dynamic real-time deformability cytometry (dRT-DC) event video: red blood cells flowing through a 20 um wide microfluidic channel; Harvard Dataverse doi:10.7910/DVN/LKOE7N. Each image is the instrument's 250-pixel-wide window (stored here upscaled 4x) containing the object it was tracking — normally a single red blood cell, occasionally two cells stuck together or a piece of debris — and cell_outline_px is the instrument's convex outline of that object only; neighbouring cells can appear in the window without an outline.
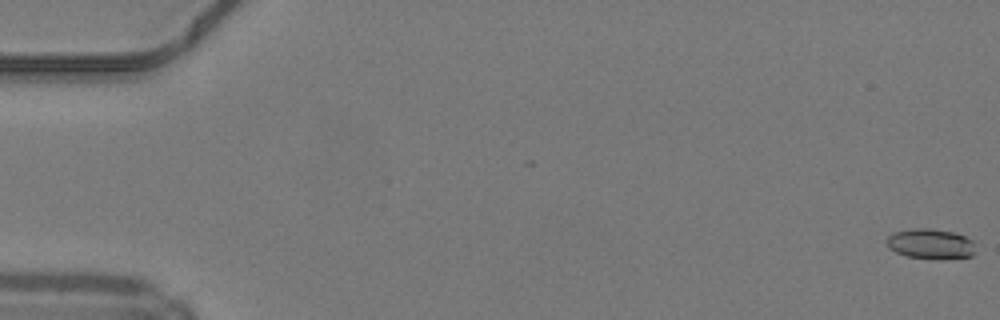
{"species": "common noctule bat (a hibernating species)", "species_latin": "Nyctalus noctula", "temperature_condition": "warm", "stored_images_in_passage": 50, "camera_frame_rate_fps": 3000, "um_per_image_px": 0.085, "animal": {"sex": "male", "body_mass_g": 19.2, "forearm_length_mm": 51.8}, "frame": {"image": 1, "passage_image": 1, "time_ms": 0.0, "image_size_px": [1000, 320], "cell_outline_px": [[976, 252], [972, 256], [940, 260], [936, 260], [908, 256], [896, 252], [888, 248], [884, 240], [892, 232], [912, 228], [928, 228], [956, 232], [972, 240]], "centroid_in_image_um": [79.09, 20.73], "position_along_channel_um": 5.9, "area_um2": 16.07}}
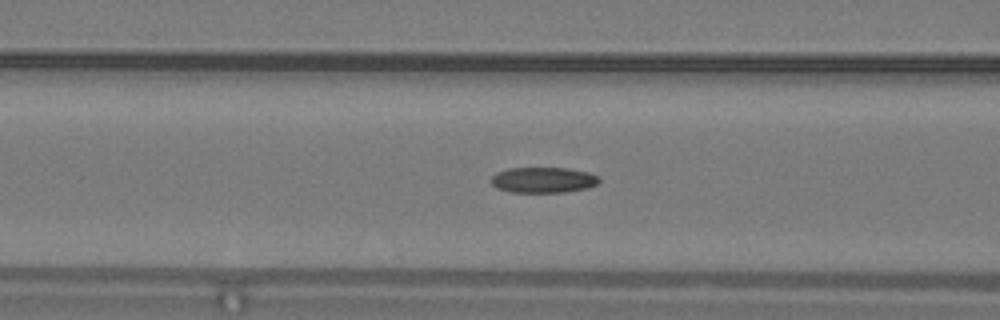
{"frame": {"image": 2, "passage_image": 21, "time_ms": 6.667, "image_size_px": [1000, 320], "cell_outline_px": [[600, 180], [596, 184], [588, 188], [564, 192], [508, 192], [496, 188], [492, 184], [492, 176], [496, 172], [508, 168], [568, 168], [588, 172], [600, 176]], "centroid_in_image_um": [46.18, 15.29], "position_along_channel_um": 120.4, "area_um2": 16.24}}
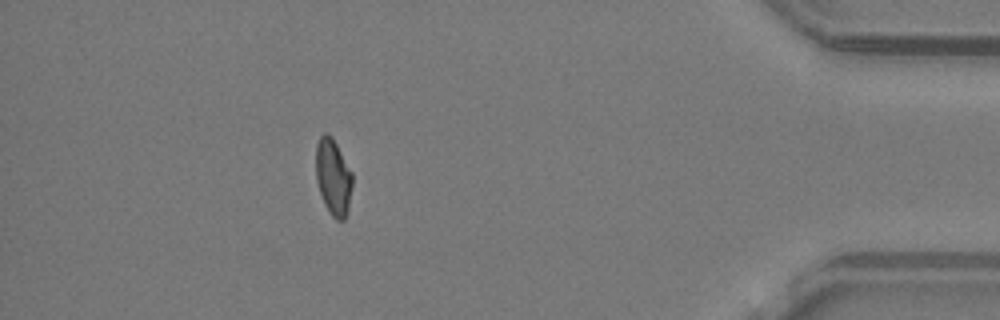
{"frame": {"image": 3, "passage_image": 45, "time_ms": 14.667, "image_size_px": [1000, 320], "cell_outline_px": [[352, 188], [348, 208], [344, 220], [336, 220], [328, 212], [324, 204], [316, 180], [316, 144], [320, 136], [324, 132], [328, 132], [332, 136], [352, 172]], "centroid_in_image_um": [28.31, 15.03], "position_along_channel_um": 406.9, "area_um2": 16.36}, "authors_computed_cell_mechanics": {"area_um2": 16.3285, "velocity_mm_per_s": 4.2146, "shape_relaxation_time_tau1_ms": null, "shape_relaxation_time_tau2_ms": 5.4996, "deformation_change_tau1": null, "deformation_change_tau2": 0.1145}}